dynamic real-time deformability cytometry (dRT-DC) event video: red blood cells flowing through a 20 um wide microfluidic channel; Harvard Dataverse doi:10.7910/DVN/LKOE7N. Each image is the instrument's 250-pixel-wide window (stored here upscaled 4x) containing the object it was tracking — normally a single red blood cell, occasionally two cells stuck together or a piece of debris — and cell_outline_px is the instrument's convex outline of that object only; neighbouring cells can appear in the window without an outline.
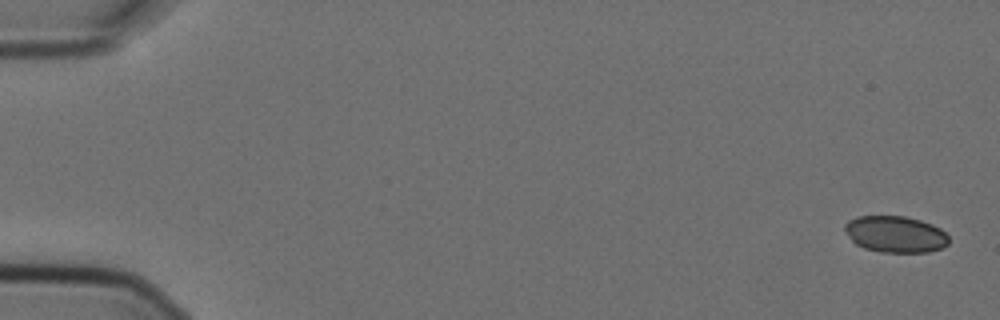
{"species": "Egyptian fruit bat (a non-hibernating species)", "species_latin": "Rousettus aegyptiacus", "temperature_condition": "cold", "stored_images_in_passage": 9, "camera_frame_rate_fps": 3000, "um_per_image_px": 0.085, "animal": {"sex": "female"}, "frame": {"image": 1, "passage_image": 1, "time_ms": 0.0, "image_size_px": [1000, 320], "cell_outline_px": [[948, 244], [940, 248], [928, 252], [880, 252], [864, 248], [856, 244], [844, 232], [844, 224], [848, 220], [856, 216], [904, 216], [920, 220], [932, 224], [940, 228], [948, 236]], "centroid_in_image_um": [76.07, 19.9], "position_along_channel_um": 8.9, "area_um2": 22.2}}
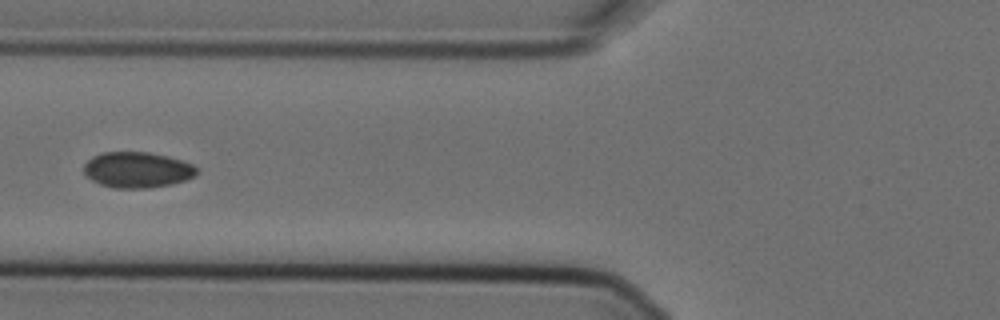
{"frame": {"image": 2, "passage_image": 7, "time_ms": 2.0, "image_size_px": [1000, 320], "cell_outline_px": [[200, 168], [196, 176], [172, 184], [144, 188], [116, 188], [100, 184], [92, 180], [84, 172], [84, 164], [92, 156], [100, 152], [148, 152], [168, 156], [192, 164]], "centroid_in_image_um": [11.68, 14.43], "position_along_channel_um": 114.1, "area_um2": 23.58}}
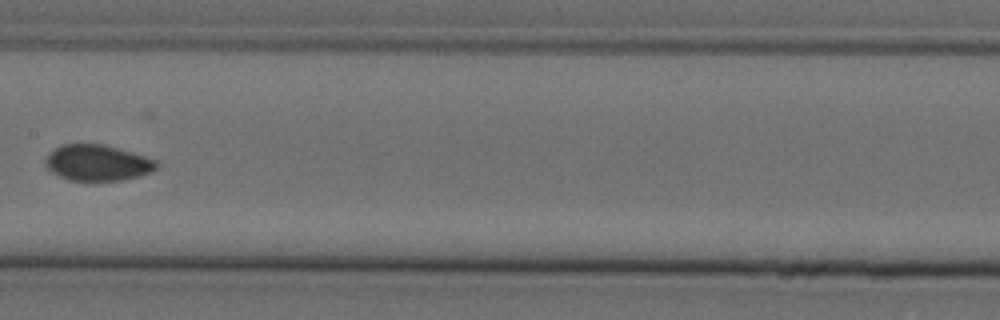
{"frame": {"image": 3, "passage_image": 9, "time_ms": 2.667, "image_size_px": [1000, 320], "cell_outline_px": [[160, 164], [152, 172], [140, 176], [124, 180], [68, 180], [52, 172], [44, 164], [44, 160], [56, 148], [64, 144], [104, 144], [132, 152], [156, 160]], "centroid_in_image_um": [8.32, 13.84], "position_along_channel_um": 199.1, "area_um2": 23.18}}